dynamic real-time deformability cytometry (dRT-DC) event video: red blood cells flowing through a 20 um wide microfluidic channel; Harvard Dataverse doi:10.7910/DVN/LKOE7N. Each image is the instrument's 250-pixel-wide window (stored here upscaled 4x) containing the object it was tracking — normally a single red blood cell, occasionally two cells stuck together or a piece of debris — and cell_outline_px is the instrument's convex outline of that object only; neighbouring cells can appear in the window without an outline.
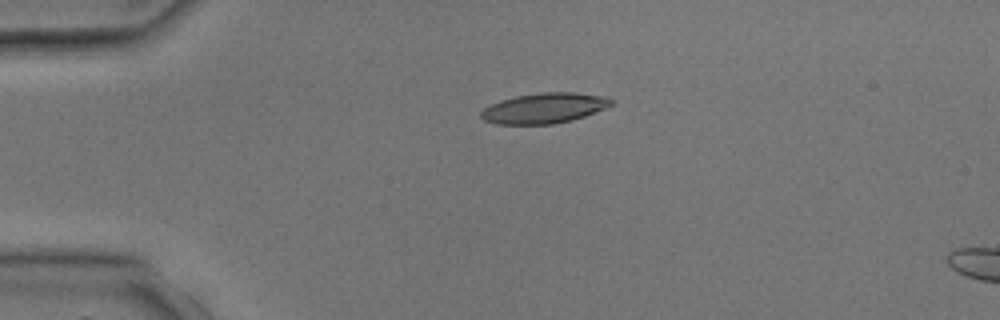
{"species": "common noctule bat (a hibernating species)", "species_latin": "Nyctalus noctula", "temperature_condition": "room temperature", "stored_images_in_passage": 3, "camera_frame_rate_fps": 3000, "um_per_image_px": 0.085, "animal": {"sex": "male", "body_mass_g": 17.9, "forearm_length_mm": 54.2}, "frame": {"image": 1, "passage_image": 2, "time_ms": 2.333, "image_size_px": [1000, 320], "cell_outline_px": [[612, 104], [604, 108], [584, 116], [572, 120], [552, 124], [496, 124], [484, 120], [480, 116], [480, 112], [484, 108], [500, 100], [516, 96], [540, 92], [576, 92], [608, 96], [612, 100]], "centroid_in_image_um": [46.25, 9.18], "position_along_channel_um": 38.7, "area_um2": 23.0}}